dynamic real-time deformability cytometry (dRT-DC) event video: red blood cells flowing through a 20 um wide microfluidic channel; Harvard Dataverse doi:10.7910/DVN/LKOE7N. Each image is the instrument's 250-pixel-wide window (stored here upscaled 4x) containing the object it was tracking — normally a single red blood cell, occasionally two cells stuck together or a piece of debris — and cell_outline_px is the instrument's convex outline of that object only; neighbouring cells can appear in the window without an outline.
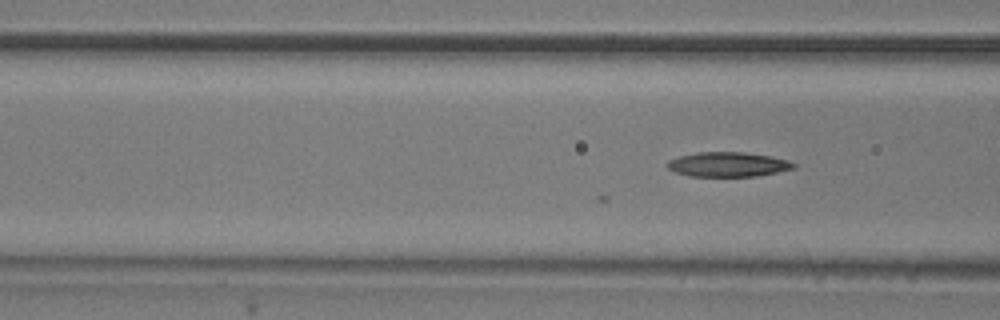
{"species": "common noctule bat (a hibernating species)", "species_latin": "Nyctalus noctula", "temperature_condition": "room temperature", "stored_images_in_passage": 37, "camera_frame_rate_fps": 3000, "um_per_image_px": 0.085, "animal": {"sex": "male", "body_mass_g": 20.5, "forearm_length_mm": 52.5}, "frame": {"image": 1, "passage_image": 6, "time_ms": 1.667, "image_size_px": [1000, 320], "cell_outline_px": [[796, 168], [756, 176], [688, 176], [676, 172], [668, 168], [668, 160], [680, 156], [696, 152], [744, 152], [768, 156], [788, 160], [796, 164]], "centroid_in_image_um": [61.88, 13.97], "position_along_channel_um": 104.7, "area_um2": 17.98}}
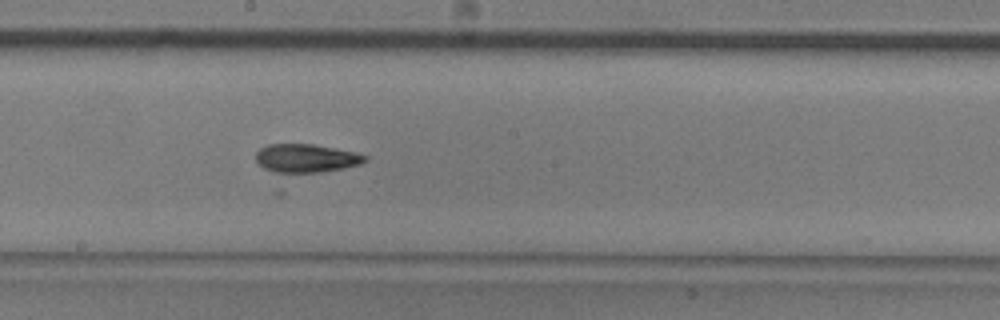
{"frame": {"image": 2, "passage_image": 15, "time_ms": 4.667, "image_size_px": [1000, 320], "cell_outline_px": [[368, 160], [360, 164], [320, 172], [284, 176], [264, 168], [256, 160], [256, 152], [260, 148], [268, 144], [312, 144], [356, 152], [368, 156]], "centroid_in_image_um": [25.98, 13.48], "position_along_channel_um": 222.2, "area_um2": 18.55}}
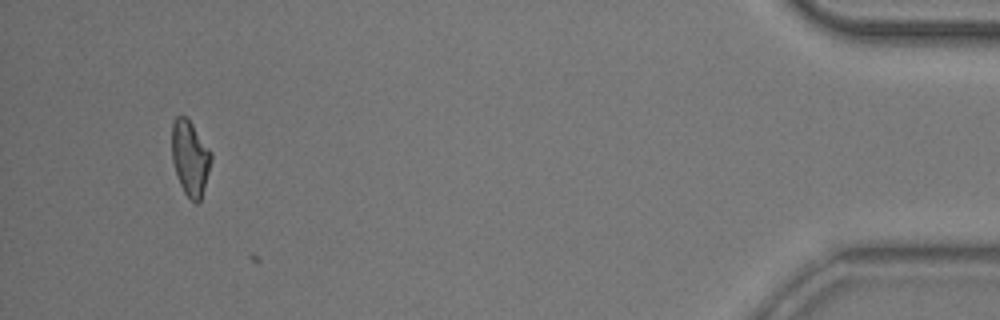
{"frame": {"image": 3, "passage_image": 36, "time_ms": 11.667, "image_size_px": [1000, 320], "cell_outline_px": [[212, 160], [200, 200], [196, 204], [184, 192], [180, 184], [172, 160], [172, 124], [176, 116], [184, 116], [192, 124], [212, 152]], "centroid_in_image_um": [16.16, 13.42], "position_along_channel_um": 419.0, "area_um2": 16.94}}